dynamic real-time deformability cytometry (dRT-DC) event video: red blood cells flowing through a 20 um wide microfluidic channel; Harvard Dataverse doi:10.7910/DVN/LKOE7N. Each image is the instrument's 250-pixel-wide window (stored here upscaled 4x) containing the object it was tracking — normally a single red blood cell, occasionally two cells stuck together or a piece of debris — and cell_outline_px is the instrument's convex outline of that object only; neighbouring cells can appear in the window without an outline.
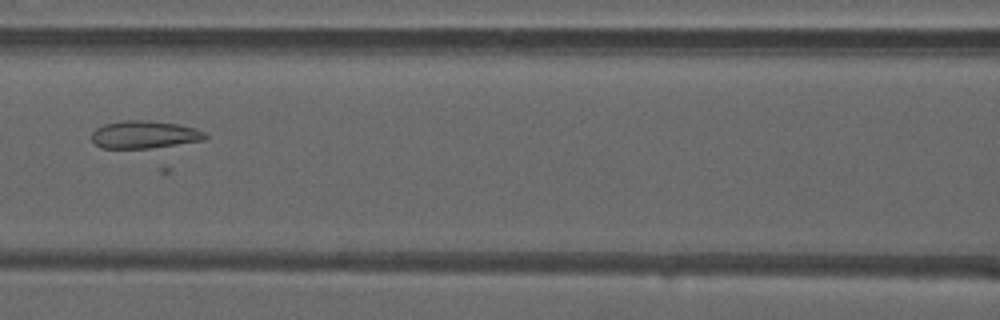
{"species": "common noctule bat (a hibernating species)", "species_latin": "Nyctalus noctula", "temperature_condition": "warm", "stored_images_in_passage": 21, "camera_frame_rate_fps": 3000, "um_per_image_px": 0.085, "animal": {"sex": "male", "forearm_length_mm": 52.5}, "frame": {"image": 1, "passage_image": 9, "time_ms": 2.667, "image_size_px": [1000, 320], "cell_outline_px": [[208, 136], [204, 140], [148, 148], [100, 148], [92, 140], [92, 132], [96, 128], [104, 124], [124, 120], [148, 120], [180, 124], [196, 128], [204, 132]], "centroid_in_image_um": [12.27, 11.43], "position_along_channel_um": 154.3, "area_um2": 18.26}}
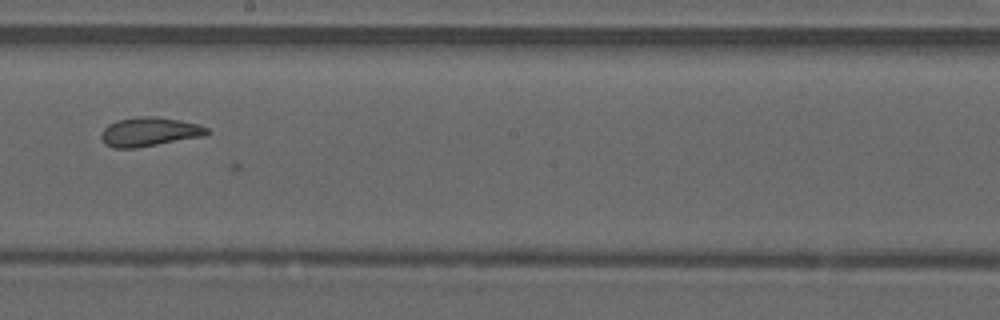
{"frame": {"image": 2, "passage_image": 15, "time_ms": 4.667, "image_size_px": [1000, 320], "cell_outline_px": [[212, 132], [208, 136], [136, 148], [112, 148], [104, 144], [100, 136], [100, 132], [108, 124], [116, 120], [140, 116], [156, 116], [180, 120], [200, 124], [208, 128]], "centroid_in_image_um": [12.73, 11.21], "position_along_channel_um": 235.5, "area_um2": 18.44}}
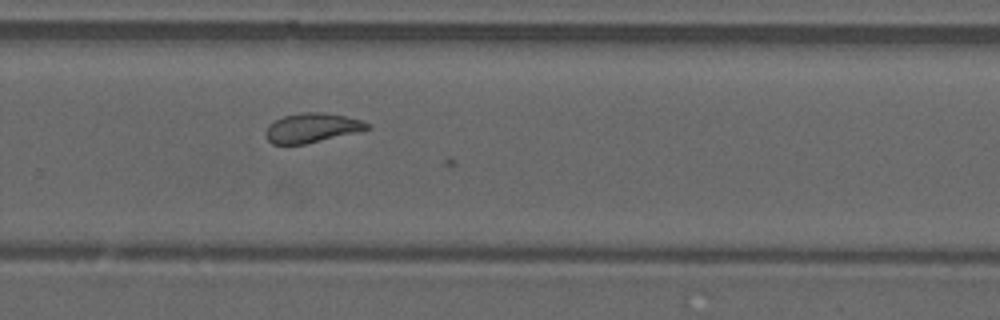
{"frame": {"image": 3, "passage_image": 20, "time_ms": 6.333, "image_size_px": [1000, 320], "cell_outline_px": [[372, 128], [304, 144], [272, 144], [264, 136], [264, 132], [268, 124], [284, 116], [300, 112], [324, 112], [344, 116], [360, 120], [368, 124]], "centroid_in_image_um": [26.45, 10.86], "position_along_channel_um": 303.4, "area_um2": 17.22}}